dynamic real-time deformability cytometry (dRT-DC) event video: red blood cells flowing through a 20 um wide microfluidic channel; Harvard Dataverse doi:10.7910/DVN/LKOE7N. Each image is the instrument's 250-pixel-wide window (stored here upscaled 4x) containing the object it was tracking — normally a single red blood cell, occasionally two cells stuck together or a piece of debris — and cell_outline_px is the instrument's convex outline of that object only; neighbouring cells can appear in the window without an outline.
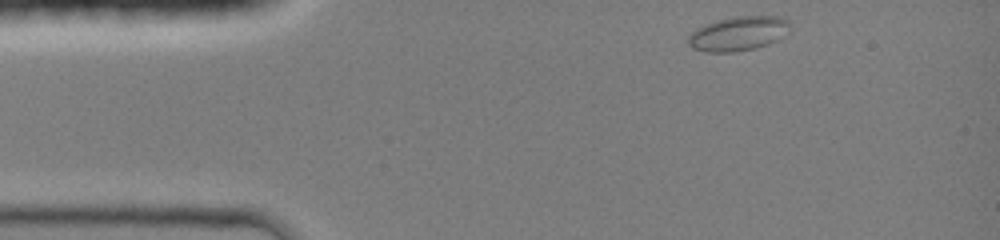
{"species": "common noctule bat (a hibernating species)", "species_latin": "Nyctalus noctula", "temperature_condition": "room temperature", "stored_images_in_passage": 36, "camera_frame_rate_fps": 3000, "um_per_image_px": 0.085, "animal": {"sex": "female", "body_mass_g": 19.0, "forearm_length_mm": 51.5}, "frame": {"image": 1, "passage_image": 1, "time_ms": 0.0, "image_size_px": [1000, 240], "cell_outline_px": [[792, 28], [784, 36], [768, 44], [756, 48], [736, 52], [704, 52], [692, 48], [688, 44], [688, 36], [696, 28], [716, 20], [736, 16], [780, 16], [788, 20]], "centroid_in_image_um": [62.77, 2.85], "position_along_channel_um": 22.2, "area_um2": 20.63}}
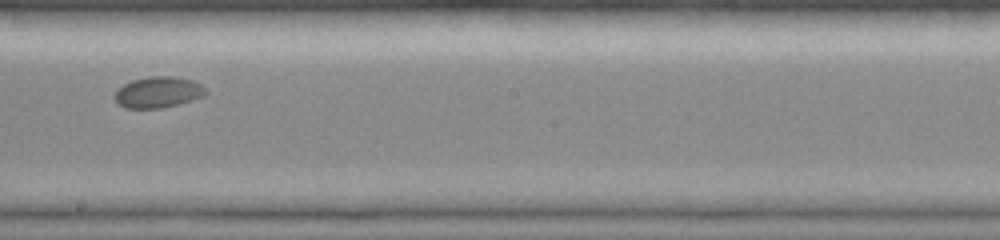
{"frame": {"image": 2, "passage_image": 21, "time_ms": 6.667, "image_size_px": [1000, 240], "cell_outline_px": [[208, 92], [204, 96], [176, 104], [160, 108], [124, 108], [112, 96], [124, 84], [132, 80], [148, 76], [176, 76], [192, 80], [200, 84]], "centroid_in_image_um": [13.44, 7.82], "position_along_channel_um": 234.8, "area_um2": 16.36}}
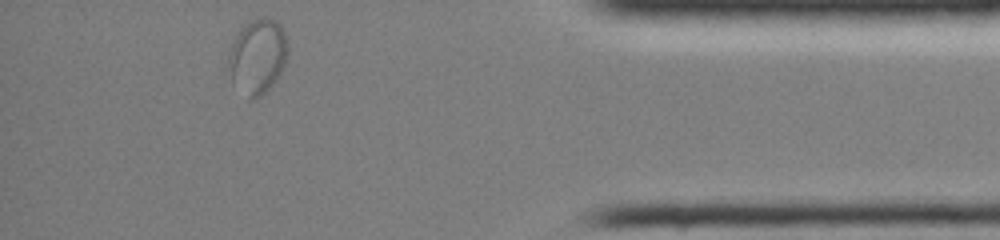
{"frame": {"image": 3, "passage_image": 36, "time_ms": 11.667, "image_size_px": [1000, 240], "cell_outline_px": [[288, 52], [284, 64], [276, 80], [256, 100], [248, 100], [232, 80], [228, 60], [228, 56], [232, 44], [240, 28], [252, 20], [272, 20], [280, 24], [284, 32], [288, 44]], "centroid_in_image_um": [21.89, 4.83], "position_along_channel_um": 413.3, "area_um2": 25.37}, "authors_computed_cell_mechanics": {"area_um2": 16.8198, "velocity_mm_per_s": 4.1202, "shape_relaxation_time_tau1_ms": 2.2184, "shape_relaxation_time_tau2_ms": null, "deformation_change_tau1": 0.0473, "deformation_change_tau2": null}}